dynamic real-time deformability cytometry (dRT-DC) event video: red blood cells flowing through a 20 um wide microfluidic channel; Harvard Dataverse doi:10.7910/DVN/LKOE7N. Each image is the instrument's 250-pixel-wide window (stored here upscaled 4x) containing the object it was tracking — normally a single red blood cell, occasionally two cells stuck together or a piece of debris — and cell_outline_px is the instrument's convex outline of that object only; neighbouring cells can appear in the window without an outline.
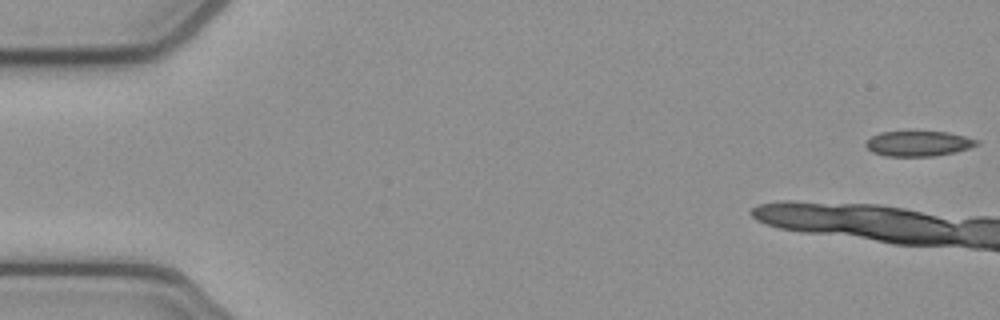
{"species": "common noctule bat (a hibernating species)", "species_latin": "Nyctalus noctula", "temperature_condition": "cold", "stored_images_in_passage": 11, "camera_frame_rate_fps": 3000, "um_per_image_px": 0.085, "animal": {"sex": "female", "body_mass_g": 21.9}, "frame": {"image": 1, "passage_image": 1, "time_ms": 0.0, "image_size_px": [1000, 320], "cell_outline_px": [[980, 144], [968, 148], [952, 152], [932, 156], [888, 156], [872, 152], [864, 144], [872, 136], [880, 132], [912, 128], [916, 128], [948, 132], [980, 140]], "centroid_in_image_um": [78.05, 12.13], "position_along_channel_um": 7.0, "area_um2": 17.11}}